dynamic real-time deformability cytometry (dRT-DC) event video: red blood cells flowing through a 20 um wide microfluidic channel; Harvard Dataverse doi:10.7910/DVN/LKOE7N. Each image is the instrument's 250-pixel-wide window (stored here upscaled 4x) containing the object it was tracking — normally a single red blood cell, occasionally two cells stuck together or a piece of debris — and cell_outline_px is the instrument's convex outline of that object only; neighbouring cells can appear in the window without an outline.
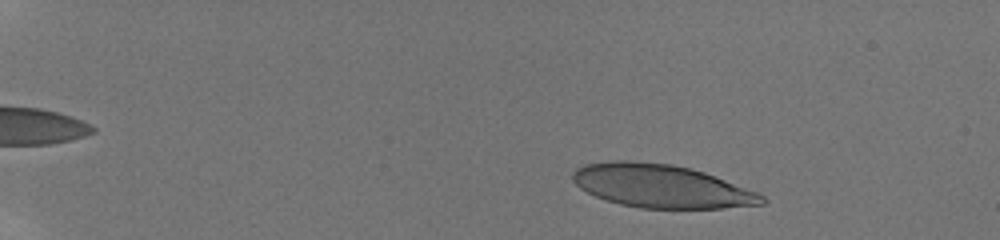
{"species": "human", "species_latin": "Homo sapiens", "temperature_condition": "room temperature", "stored_images_in_passage": 11, "camera_frame_rate_fps": 3000, "um_per_image_px": 0.085, "donor": {"sex": "male"}, "frame": {"image": 1, "passage_image": 3, "time_ms": 1.0, "image_size_px": [1000, 240], "cell_outline_px": [[768, 200], [764, 204], [720, 208], [640, 208], [620, 204], [596, 196], [580, 188], [572, 180], [572, 172], [576, 168], [584, 164], [608, 160], [632, 160], [672, 164], [692, 168], [704, 172], [756, 192], [764, 196]], "centroid_in_image_um": [56.17, 15.8], "position_along_channel_um": 28.8, "area_um2": 47.63}}
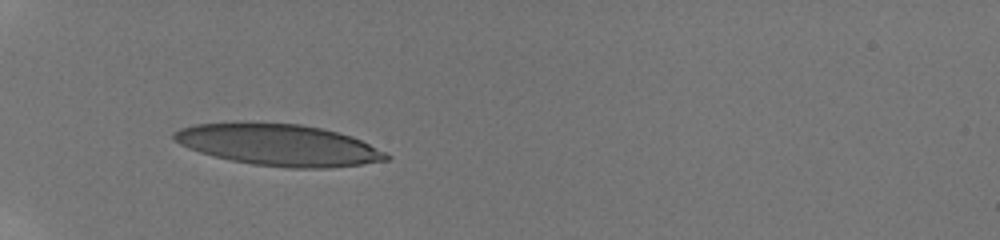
{"frame": {"image": 2, "passage_image": 9, "time_ms": 4.667, "image_size_px": [1000, 240], "cell_outline_px": [[392, 156], [388, 160], [364, 164], [328, 168], [288, 168], [252, 164], [232, 160], [200, 152], [188, 148], [180, 144], [172, 136], [172, 132], [180, 128], [196, 124], [236, 120], [300, 124], [320, 128], [352, 136]], "centroid_in_image_um": [23.64, 12.29], "position_along_channel_um": 61.4, "area_um2": 51.9}}